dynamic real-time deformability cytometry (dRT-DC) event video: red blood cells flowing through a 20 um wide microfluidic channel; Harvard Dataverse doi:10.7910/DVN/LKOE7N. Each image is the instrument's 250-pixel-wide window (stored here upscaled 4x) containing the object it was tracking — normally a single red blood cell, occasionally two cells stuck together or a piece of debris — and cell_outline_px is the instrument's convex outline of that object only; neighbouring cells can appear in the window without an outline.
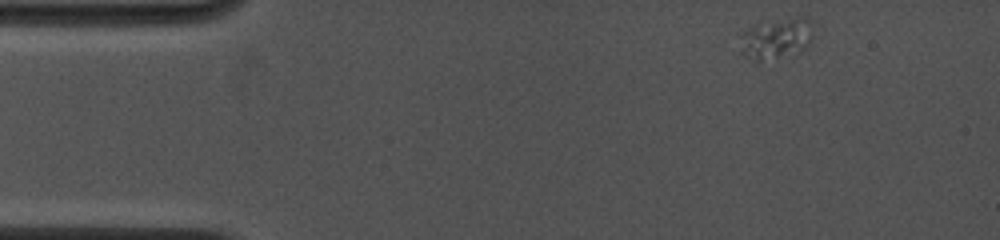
{"species": "common noctule bat (a hibernating species)", "species_latin": "Nyctalus noctula", "temperature_condition": "cold", "stored_images_in_passage": 63, "camera_frame_rate_fps": 4500, "um_per_image_px": 0.085, "animal": {"sex": "female", "body_mass_g": 19.0, "forearm_length_mm": 53.3}, "frame": {"image": 1, "passage_image": 1, "time_ms": 0.0, "image_size_px": [1000, 240], "cell_outline_px": [[812, 40], [800, 52], [792, 56], [756, 64], [744, 56], [740, 52], [740, 36], [752, 24], [796, 16], [808, 16], [812, 20]], "centroid_in_image_um": [65.97, 3.31], "position_along_channel_um": 19.0, "area_um2": 18.61}}
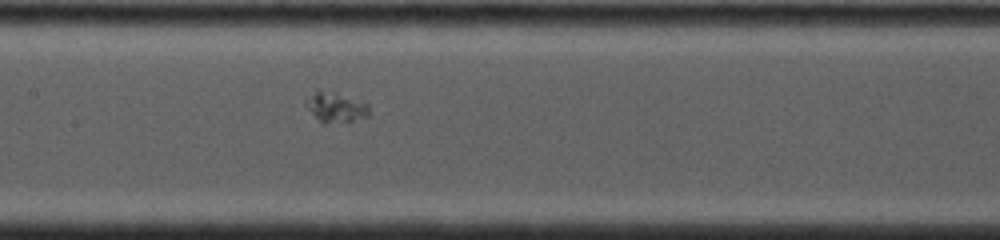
{"frame": {"image": 2, "passage_image": 28, "time_ms": 6.0, "image_size_px": [1000, 240], "cell_outline_px": [[368, 116], [352, 120], [324, 124], [320, 124], [304, 104], [316, 88], [336, 92], [368, 104]], "centroid_in_image_um": [28.47, 9.1], "position_along_channel_um": 178.9, "area_um2": 11.1}}
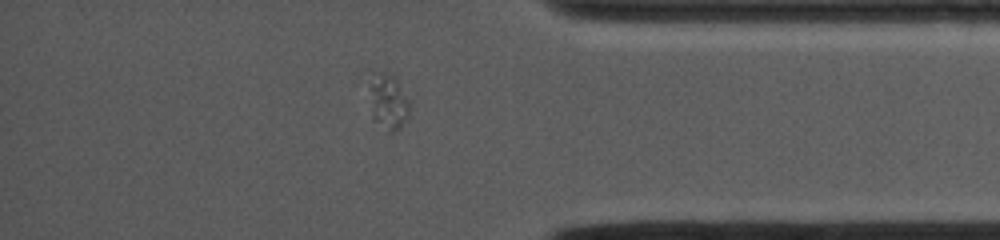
{"frame": {"image": 3, "passage_image": 54, "time_ms": 11.778, "image_size_px": [1000, 240], "cell_outline_px": [[412, 116], [400, 128], [392, 132], [388, 132], [372, 120], [372, 84], [376, 72], [392, 72], [396, 76], [412, 100]], "centroid_in_image_um": [33.15, 8.68], "position_along_channel_um": 402.0, "area_um2": 13.58}}